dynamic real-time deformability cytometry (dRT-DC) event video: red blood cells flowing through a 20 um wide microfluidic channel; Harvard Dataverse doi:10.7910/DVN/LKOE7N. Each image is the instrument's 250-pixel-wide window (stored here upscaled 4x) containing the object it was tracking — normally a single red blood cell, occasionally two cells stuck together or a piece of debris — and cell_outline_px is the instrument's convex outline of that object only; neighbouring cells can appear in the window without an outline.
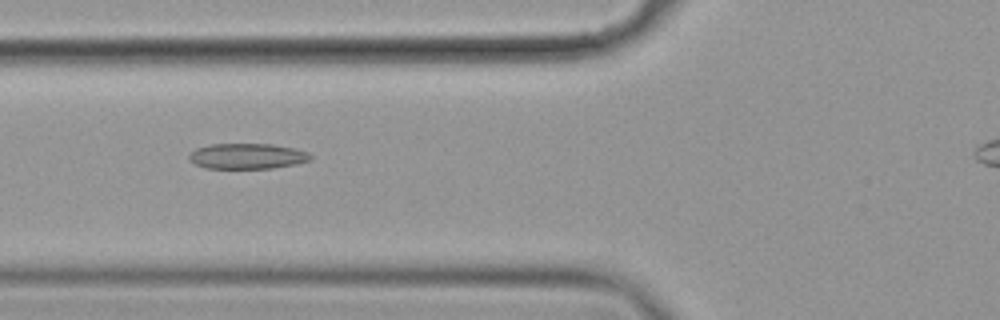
{"species": "common noctule bat (a hibernating species)", "species_latin": "Nyctalus noctula", "temperature_condition": "cold", "stored_images_in_passage": 34, "camera_frame_rate_fps": 3000, "um_per_image_px": 0.085, "animal": {"sex": "female", "body_mass_g": 19.9}, "frame": {"image": 1, "passage_image": 4, "time_ms": 1.0, "image_size_px": [1000, 320], "cell_outline_px": [[312, 160], [296, 164], [272, 168], [208, 168], [196, 164], [188, 160], [188, 156], [196, 148], [212, 144], [272, 144], [296, 148], [308, 152], [312, 156]], "centroid_in_image_um": [21.05, 13.27], "position_along_channel_um": 104.7, "area_um2": 18.09}}
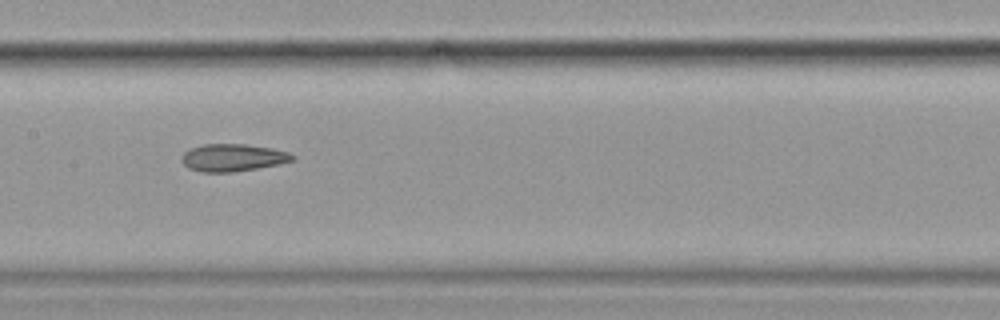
{"frame": {"image": 2, "passage_image": 11, "time_ms": 3.333, "image_size_px": [1000, 320], "cell_outline_px": [[296, 160], [280, 164], [232, 172], [200, 172], [188, 168], [180, 160], [180, 156], [184, 152], [192, 148], [204, 144], [244, 144], [272, 148], [288, 152], [296, 156]], "centroid_in_image_um": [19.79, 13.4], "position_along_channel_um": 187.6, "area_um2": 17.8}}
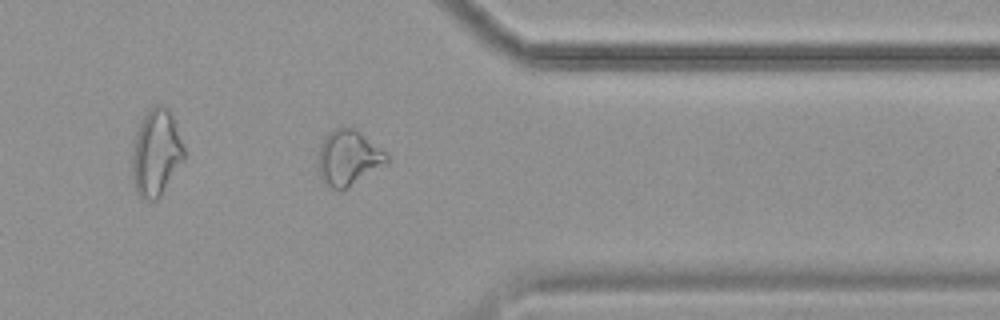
{"frame": {"image": 3, "passage_image": 28, "time_ms": 9.0, "image_size_px": [1000, 320], "cell_outline_px": [[388, 164], [348, 188], [340, 192], [332, 188], [320, 176], [316, 164], [320, 144], [324, 136], [328, 132], [336, 128], [352, 128], [360, 132], [384, 152], [388, 156]], "centroid_in_image_um": [29.59, 13.45], "position_along_channel_um": 381.8, "area_um2": 22.25}}